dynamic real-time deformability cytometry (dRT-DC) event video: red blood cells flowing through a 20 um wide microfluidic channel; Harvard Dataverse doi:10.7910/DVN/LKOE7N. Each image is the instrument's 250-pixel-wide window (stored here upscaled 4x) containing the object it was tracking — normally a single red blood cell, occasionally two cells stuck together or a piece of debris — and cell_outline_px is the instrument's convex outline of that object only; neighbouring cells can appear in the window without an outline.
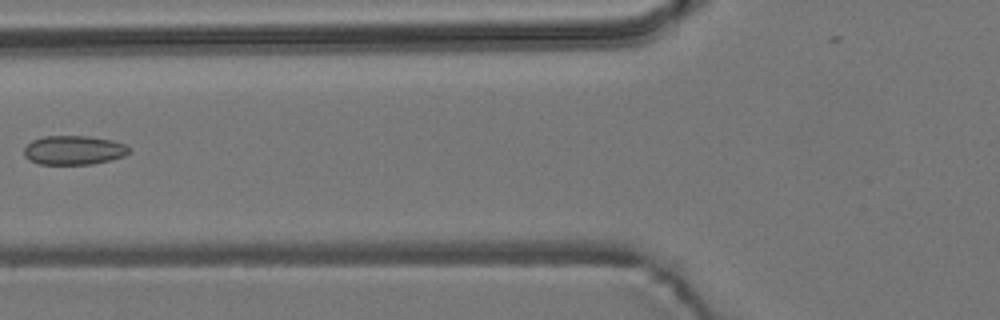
{"species": "common noctule bat (a hibernating species)", "species_latin": "Nyctalus noctula", "temperature_condition": "room temperature", "stored_images_in_passage": 5, "camera_frame_rate_fps": 3000, "um_per_image_px": 0.085, "animal": {"sex": "male", "body_mass_g": 19.2, "forearm_length_mm": 51.8}, "frame": {"image": 1, "passage_image": 5, "time_ms": 5.667, "image_size_px": [1000, 320], "cell_outline_px": [[132, 152], [124, 156], [112, 160], [92, 164], [40, 164], [28, 160], [24, 156], [24, 148], [32, 140], [44, 136], [88, 136], [112, 140], [124, 144], [132, 148]], "centroid_in_image_um": [6.3, 12.77], "position_along_channel_um": 119.5, "area_um2": 18.03}}